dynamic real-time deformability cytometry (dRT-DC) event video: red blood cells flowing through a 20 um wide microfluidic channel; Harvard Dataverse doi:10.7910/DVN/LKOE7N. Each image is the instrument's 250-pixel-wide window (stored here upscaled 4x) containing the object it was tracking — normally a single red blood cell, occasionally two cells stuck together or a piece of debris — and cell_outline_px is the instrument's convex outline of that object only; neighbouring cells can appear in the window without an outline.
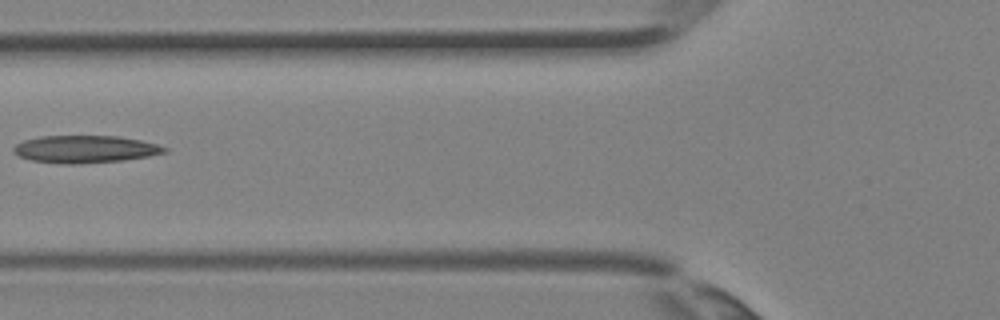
{"species": "Egyptian fruit bat (a non-hibernating species)", "species_latin": "Rousettus aegyptiacus", "temperature_condition": "room temperature", "stored_images_in_passage": 2, "camera_frame_rate_fps": 3000, "um_per_image_px": 0.085, "animal": {"sex": "female"}, "frame": {"image": 1, "passage_image": 2, "time_ms": 0.333, "image_size_px": [1000, 320], "cell_outline_px": [[168, 152], [148, 156], [124, 160], [76, 164], [64, 164], [32, 160], [20, 156], [12, 152], [12, 148], [16, 144], [24, 140], [40, 136], [120, 136], [140, 140], [156, 144], [168, 148]], "centroid_in_image_um": [7.23, 12.67], "position_along_channel_um": 118.6, "area_um2": 24.1}}